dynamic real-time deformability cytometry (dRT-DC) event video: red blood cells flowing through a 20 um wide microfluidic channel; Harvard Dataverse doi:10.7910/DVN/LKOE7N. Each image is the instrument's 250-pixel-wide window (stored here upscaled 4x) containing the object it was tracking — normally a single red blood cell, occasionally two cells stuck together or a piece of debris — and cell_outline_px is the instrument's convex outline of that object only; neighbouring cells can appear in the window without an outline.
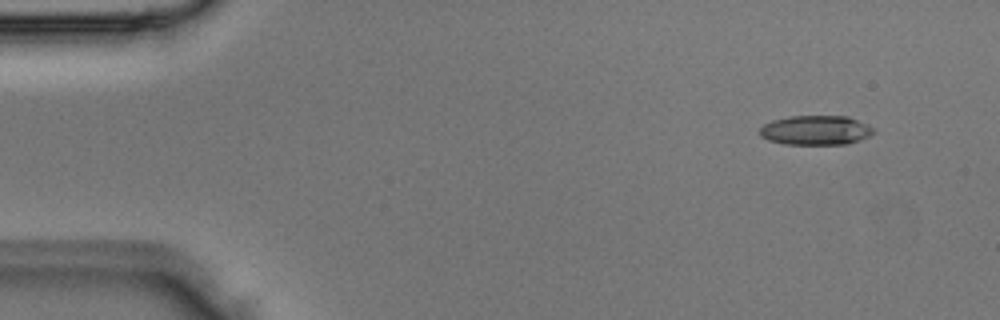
{"species": "Egyptian fruit bat (a non-hibernating species)", "species_latin": "Rousettus aegyptiacus", "temperature_condition": "room temperature", "stored_images_in_passage": 3, "camera_frame_rate_fps": 3000, "um_per_image_px": 0.085, "animal": {"sex": "male"}, "frame": {"image": 1, "passage_image": 1, "time_ms": 0.0, "image_size_px": [1000, 320], "cell_outline_px": [[876, 132], [860, 140], [848, 144], [784, 144], [768, 140], [760, 136], [760, 128], [764, 124], [772, 120], [788, 116], [848, 116], [868, 124]], "centroid_in_image_um": [69.34, 11.06], "position_along_channel_um": 15.7, "area_um2": 19.65}}